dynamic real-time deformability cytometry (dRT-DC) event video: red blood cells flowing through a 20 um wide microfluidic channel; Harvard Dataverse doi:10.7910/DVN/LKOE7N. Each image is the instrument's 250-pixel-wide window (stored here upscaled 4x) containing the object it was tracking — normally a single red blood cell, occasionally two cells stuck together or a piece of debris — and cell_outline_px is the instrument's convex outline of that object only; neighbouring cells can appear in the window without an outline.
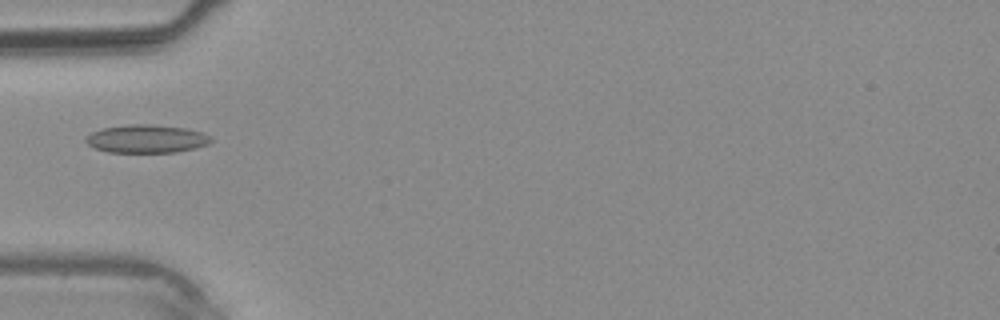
{"species": "common noctule bat (a hibernating species)", "species_latin": "Nyctalus noctula", "temperature_condition": "warm", "stored_images_in_passage": 38, "camera_frame_rate_fps": 3000, "um_per_image_px": 0.085, "animal": {"sex": "male", "body_mass_g": 20.4}, "frame": {"image": 1, "passage_image": 13, "time_ms": 4.0, "image_size_px": [1000, 320], "cell_outline_px": [[212, 140], [208, 144], [196, 148], [176, 152], [108, 152], [92, 148], [84, 140], [92, 132], [104, 128], [128, 124], [152, 124], [188, 128], [204, 132], [212, 136]], "centroid_in_image_um": [12.49, 11.79], "position_along_channel_um": 72.5, "area_um2": 20.75}}
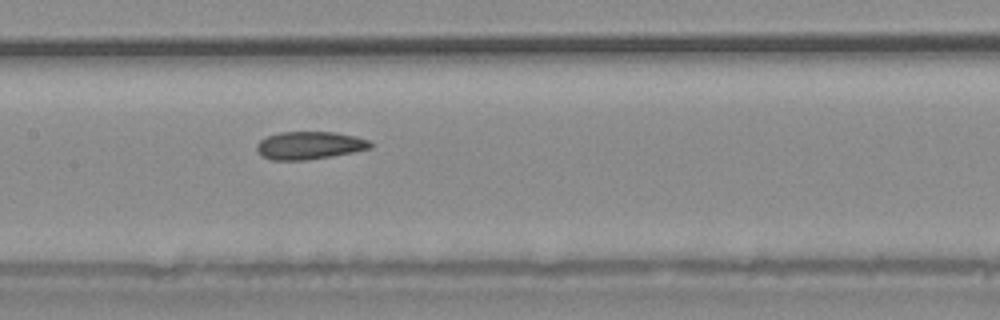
{"frame": {"image": 2, "passage_image": 19, "time_ms": 6.0, "image_size_px": [1000, 320], "cell_outline_px": [[372, 148], [332, 156], [304, 160], [272, 160], [260, 156], [256, 148], [256, 144], [260, 140], [268, 136], [280, 132], [332, 132], [356, 136], [368, 140], [372, 144]], "centroid_in_image_um": [26.28, 12.36], "position_along_channel_um": 181.1, "area_um2": 18.38}}
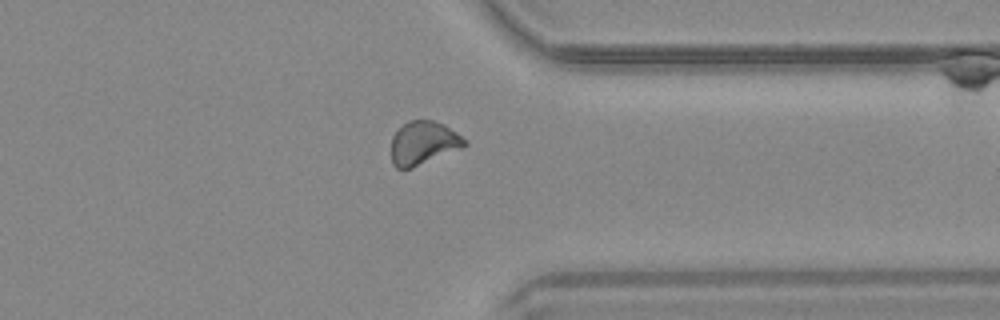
{"frame": {"image": 3, "passage_image": 30, "time_ms": 9.667, "image_size_px": [1000, 320], "cell_outline_px": [[468, 144], [464, 148], [412, 168], [396, 168], [392, 164], [392, 136], [408, 120], [432, 120], [444, 124], [468, 140]], "centroid_in_image_um": [36.03, 12.16], "position_along_channel_um": 375.4, "area_um2": 18.73}}